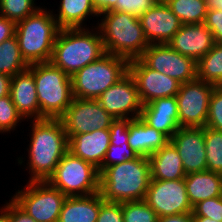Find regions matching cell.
<instances>
[{
	"label": "cell",
	"mask_w": 222,
	"mask_h": 222,
	"mask_svg": "<svg viewBox=\"0 0 222 222\" xmlns=\"http://www.w3.org/2000/svg\"><path fill=\"white\" fill-rule=\"evenodd\" d=\"M102 16V18H101ZM97 28L106 53L126 58H139L149 46L139 17L120 11L99 14Z\"/></svg>",
	"instance_id": "cell-4"
},
{
	"label": "cell",
	"mask_w": 222,
	"mask_h": 222,
	"mask_svg": "<svg viewBox=\"0 0 222 222\" xmlns=\"http://www.w3.org/2000/svg\"><path fill=\"white\" fill-rule=\"evenodd\" d=\"M132 119H114L110 126V144L125 145L128 143V127Z\"/></svg>",
	"instance_id": "cell-38"
},
{
	"label": "cell",
	"mask_w": 222,
	"mask_h": 222,
	"mask_svg": "<svg viewBox=\"0 0 222 222\" xmlns=\"http://www.w3.org/2000/svg\"><path fill=\"white\" fill-rule=\"evenodd\" d=\"M160 0H117L113 11H120L140 17Z\"/></svg>",
	"instance_id": "cell-37"
},
{
	"label": "cell",
	"mask_w": 222,
	"mask_h": 222,
	"mask_svg": "<svg viewBox=\"0 0 222 222\" xmlns=\"http://www.w3.org/2000/svg\"><path fill=\"white\" fill-rule=\"evenodd\" d=\"M128 72L135 81L143 105L158 98L176 96L181 83L147 67L139 58L128 62Z\"/></svg>",
	"instance_id": "cell-15"
},
{
	"label": "cell",
	"mask_w": 222,
	"mask_h": 222,
	"mask_svg": "<svg viewBox=\"0 0 222 222\" xmlns=\"http://www.w3.org/2000/svg\"><path fill=\"white\" fill-rule=\"evenodd\" d=\"M157 222H193L192 212L163 216L158 218Z\"/></svg>",
	"instance_id": "cell-43"
},
{
	"label": "cell",
	"mask_w": 222,
	"mask_h": 222,
	"mask_svg": "<svg viewBox=\"0 0 222 222\" xmlns=\"http://www.w3.org/2000/svg\"><path fill=\"white\" fill-rule=\"evenodd\" d=\"M29 68L22 57L16 36L4 40L0 44V73L14 77Z\"/></svg>",
	"instance_id": "cell-27"
},
{
	"label": "cell",
	"mask_w": 222,
	"mask_h": 222,
	"mask_svg": "<svg viewBox=\"0 0 222 222\" xmlns=\"http://www.w3.org/2000/svg\"><path fill=\"white\" fill-rule=\"evenodd\" d=\"M10 97L24 120L40 119L36 84L33 73L28 68L12 77Z\"/></svg>",
	"instance_id": "cell-21"
},
{
	"label": "cell",
	"mask_w": 222,
	"mask_h": 222,
	"mask_svg": "<svg viewBox=\"0 0 222 222\" xmlns=\"http://www.w3.org/2000/svg\"><path fill=\"white\" fill-rule=\"evenodd\" d=\"M96 222H123L122 203L103 201Z\"/></svg>",
	"instance_id": "cell-39"
},
{
	"label": "cell",
	"mask_w": 222,
	"mask_h": 222,
	"mask_svg": "<svg viewBox=\"0 0 222 222\" xmlns=\"http://www.w3.org/2000/svg\"><path fill=\"white\" fill-rule=\"evenodd\" d=\"M215 85L198 78L181 84L176 95L181 127H205Z\"/></svg>",
	"instance_id": "cell-10"
},
{
	"label": "cell",
	"mask_w": 222,
	"mask_h": 222,
	"mask_svg": "<svg viewBox=\"0 0 222 222\" xmlns=\"http://www.w3.org/2000/svg\"><path fill=\"white\" fill-rule=\"evenodd\" d=\"M168 45L181 55L198 62L215 45L212 32L204 23L182 24Z\"/></svg>",
	"instance_id": "cell-18"
},
{
	"label": "cell",
	"mask_w": 222,
	"mask_h": 222,
	"mask_svg": "<svg viewBox=\"0 0 222 222\" xmlns=\"http://www.w3.org/2000/svg\"><path fill=\"white\" fill-rule=\"evenodd\" d=\"M197 78L215 86H222V43H215L197 62Z\"/></svg>",
	"instance_id": "cell-28"
},
{
	"label": "cell",
	"mask_w": 222,
	"mask_h": 222,
	"mask_svg": "<svg viewBox=\"0 0 222 222\" xmlns=\"http://www.w3.org/2000/svg\"><path fill=\"white\" fill-rule=\"evenodd\" d=\"M114 119L97 100L75 97L60 118L68 139L73 135L109 129Z\"/></svg>",
	"instance_id": "cell-12"
},
{
	"label": "cell",
	"mask_w": 222,
	"mask_h": 222,
	"mask_svg": "<svg viewBox=\"0 0 222 222\" xmlns=\"http://www.w3.org/2000/svg\"><path fill=\"white\" fill-rule=\"evenodd\" d=\"M128 62L124 57L106 53L81 68L71 76L73 96L97 100L128 72Z\"/></svg>",
	"instance_id": "cell-7"
},
{
	"label": "cell",
	"mask_w": 222,
	"mask_h": 222,
	"mask_svg": "<svg viewBox=\"0 0 222 222\" xmlns=\"http://www.w3.org/2000/svg\"><path fill=\"white\" fill-rule=\"evenodd\" d=\"M103 201L100 192L88 196L66 197L58 222H96Z\"/></svg>",
	"instance_id": "cell-24"
},
{
	"label": "cell",
	"mask_w": 222,
	"mask_h": 222,
	"mask_svg": "<svg viewBox=\"0 0 222 222\" xmlns=\"http://www.w3.org/2000/svg\"><path fill=\"white\" fill-rule=\"evenodd\" d=\"M193 222H222V221H215L212 218H207L202 216H193Z\"/></svg>",
	"instance_id": "cell-48"
},
{
	"label": "cell",
	"mask_w": 222,
	"mask_h": 222,
	"mask_svg": "<svg viewBox=\"0 0 222 222\" xmlns=\"http://www.w3.org/2000/svg\"><path fill=\"white\" fill-rule=\"evenodd\" d=\"M30 122L32 128L26 167L30 174L29 181H47L68 152L69 139L60 119L44 118Z\"/></svg>",
	"instance_id": "cell-1"
},
{
	"label": "cell",
	"mask_w": 222,
	"mask_h": 222,
	"mask_svg": "<svg viewBox=\"0 0 222 222\" xmlns=\"http://www.w3.org/2000/svg\"><path fill=\"white\" fill-rule=\"evenodd\" d=\"M0 222H10V200L0 208Z\"/></svg>",
	"instance_id": "cell-46"
},
{
	"label": "cell",
	"mask_w": 222,
	"mask_h": 222,
	"mask_svg": "<svg viewBox=\"0 0 222 222\" xmlns=\"http://www.w3.org/2000/svg\"><path fill=\"white\" fill-rule=\"evenodd\" d=\"M144 200L156 212L158 218L189 213L193 209L184 179H151Z\"/></svg>",
	"instance_id": "cell-13"
},
{
	"label": "cell",
	"mask_w": 222,
	"mask_h": 222,
	"mask_svg": "<svg viewBox=\"0 0 222 222\" xmlns=\"http://www.w3.org/2000/svg\"><path fill=\"white\" fill-rule=\"evenodd\" d=\"M97 101L115 119H136L140 117L143 108L135 81L129 72L105 90Z\"/></svg>",
	"instance_id": "cell-14"
},
{
	"label": "cell",
	"mask_w": 222,
	"mask_h": 222,
	"mask_svg": "<svg viewBox=\"0 0 222 222\" xmlns=\"http://www.w3.org/2000/svg\"><path fill=\"white\" fill-rule=\"evenodd\" d=\"M128 134L129 146L143 157L151 156L170 141L165 134L146 124L140 117L131 120Z\"/></svg>",
	"instance_id": "cell-22"
},
{
	"label": "cell",
	"mask_w": 222,
	"mask_h": 222,
	"mask_svg": "<svg viewBox=\"0 0 222 222\" xmlns=\"http://www.w3.org/2000/svg\"><path fill=\"white\" fill-rule=\"evenodd\" d=\"M192 216L212 218L222 221V196L206 199L193 206Z\"/></svg>",
	"instance_id": "cell-36"
},
{
	"label": "cell",
	"mask_w": 222,
	"mask_h": 222,
	"mask_svg": "<svg viewBox=\"0 0 222 222\" xmlns=\"http://www.w3.org/2000/svg\"><path fill=\"white\" fill-rule=\"evenodd\" d=\"M10 222H37L12 199H10Z\"/></svg>",
	"instance_id": "cell-41"
},
{
	"label": "cell",
	"mask_w": 222,
	"mask_h": 222,
	"mask_svg": "<svg viewBox=\"0 0 222 222\" xmlns=\"http://www.w3.org/2000/svg\"><path fill=\"white\" fill-rule=\"evenodd\" d=\"M150 181L149 159L138 156L106 167L99 174V192L108 202L144 200Z\"/></svg>",
	"instance_id": "cell-2"
},
{
	"label": "cell",
	"mask_w": 222,
	"mask_h": 222,
	"mask_svg": "<svg viewBox=\"0 0 222 222\" xmlns=\"http://www.w3.org/2000/svg\"><path fill=\"white\" fill-rule=\"evenodd\" d=\"M62 28L56 37L50 62L72 76L86 65L98 60L106 50L97 27Z\"/></svg>",
	"instance_id": "cell-3"
},
{
	"label": "cell",
	"mask_w": 222,
	"mask_h": 222,
	"mask_svg": "<svg viewBox=\"0 0 222 222\" xmlns=\"http://www.w3.org/2000/svg\"><path fill=\"white\" fill-rule=\"evenodd\" d=\"M16 24L0 15V44L15 35Z\"/></svg>",
	"instance_id": "cell-42"
},
{
	"label": "cell",
	"mask_w": 222,
	"mask_h": 222,
	"mask_svg": "<svg viewBox=\"0 0 222 222\" xmlns=\"http://www.w3.org/2000/svg\"><path fill=\"white\" fill-rule=\"evenodd\" d=\"M11 79L9 75L0 73V98L10 94Z\"/></svg>",
	"instance_id": "cell-45"
},
{
	"label": "cell",
	"mask_w": 222,
	"mask_h": 222,
	"mask_svg": "<svg viewBox=\"0 0 222 222\" xmlns=\"http://www.w3.org/2000/svg\"><path fill=\"white\" fill-rule=\"evenodd\" d=\"M123 222H157L156 212L145 200L122 203Z\"/></svg>",
	"instance_id": "cell-32"
},
{
	"label": "cell",
	"mask_w": 222,
	"mask_h": 222,
	"mask_svg": "<svg viewBox=\"0 0 222 222\" xmlns=\"http://www.w3.org/2000/svg\"><path fill=\"white\" fill-rule=\"evenodd\" d=\"M34 76L40 119H60L74 99L71 76L51 62L30 64Z\"/></svg>",
	"instance_id": "cell-6"
},
{
	"label": "cell",
	"mask_w": 222,
	"mask_h": 222,
	"mask_svg": "<svg viewBox=\"0 0 222 222\" xmlns=\"http://www.w3.org/2000/svg\"><path fill=\"white\" fill-rule=\"evenodd\" d=\"M206 127L222 131V86H215L211 94Z\"/></svg>",
	"instance_id": "cell-35"
},
{
	"label": "cell",
	"mask_w": 222,
	"mask_h": 222,
	"mask_svg": "<svg viewBox=\"0 0 222 222\" xmlns=\"http://www.w3.org/2000/svg\"><path fill=\"white\" fill-rule=\"evenodd\" d=\"M140 118L152 128L165 134L169 139L181 128L176 96L158 98L143 105Z\"/></svg>",
	"instance_id": "cell-19"
},
{
	"label": "cell",
	"mask_w": 222,
	"mask_h": 222,
	"mask_svg": "<svg viewBox=\"0 0 222 222\" xmlns=\"http://www.w3.org/2000/svg\"><path fill=\"white\" fill-rule=\"evenodd\" d=\"M58 6V14L53 16L61 29L86 28L87 17H99L92 0H61Z\"/></svg>",
	"instance_id": "cell-26"
},
{
	"label": "cell",
	"mask_w": 222,
	"mask_h": 222,
	"mask_svg": "<svg viewBox=\"0 0 222 222\" xmlns=\"http://www.w3.org/2000/svg\"><path fill=\"white\" fill-rule=\"evenodd\" d=\"M139 59L152 70L176 79L181 84L197 78V62L181 55L168 44H149Z\"/></svg>",
	"instance_id": "cell-11"
},
{
	"label": "cell",
	"mask_w": 222,
	"mask_h": 222,
	"mask_svg": "<svg viewBox=\"0 0 222 222\" xmlns=\"http://www.w3.org/2000/svg\"><path fill=\"white\" fill-rule=\"evenodd\" d=\"M148 159L150 163L151 179L177 180L184 179L186 176L182 159L177 149L170 141L149 156Z\"/></svg>",
	"instance_id": "cell-23"
},
{
	"label": "cell",
	"mask_w": 222,
	"mask_h": 222,
	"mask_svg": "<svg viewBox=\"0 0 222 222\" xmlns=\"http://www.w3.org/2000/svg\"><path fill=\"white\" fill-rule=\"evenodd\" d=\"M137 157L138 155L129 146L128 143H125V145H121V146L110 144L106 152L104 161L102 165L98 168L99 174L108 166L120 164L127 161L128 159H134Z\"/></svg>",
	"instance_id": "cell-34"
},
{
	"label": "cell",
	"mask_w": 222,
	"mask_h": 222,
	"mask_svg": "<svg viewBox=\"0 0 222 222\" xmlns=\"http://www.w3.org/2000/svg\"><path fill=\"white\" fill-rule=\"evenodd\" d=\"M170 142L177 149L186 174L207 170L204 127H181Z\"/></svg>",
	"instance_id": "cell-16"
},
{
	"label": "cell",
	"mask_w": 222,
	"mask_h": 222,
	"mask_svg": "<svg viewBox=\"0 0 222 222\" xmlns=\"http://www.w3.org/2000/svg\"><path fill=\"white\" fill-rule=\"evenodd\" d=\"M66 197L88 196L99 192V171L92 163L68 151L47 180Z\"/></svg>",
	"instance_id": "cell-8"
},
{
	"label": "cell",
	"mask_w": 222,
	"mask_h": 222,
	"mask_svg": "<svg viewBox=\"0 0 222 222\" xmlns=\"http://www.w3.org/2000/svg\"><path fill=\"white\" fill-rule=\"evenodd\" d=\"M110 145V129L94 130L69 138L68 151L99 168Z\"/></svg>",
	"instance_id": "cell-20"
},
{
	"label": "cell",
	"mask_w": 222,
	"mask_h": 222,
	"mask_svg": "<svg viewBox=\"0 0 222 222\" xmlns=\"http://www.w3.org/2000/svg\"><path fill=\"white\" fill-rule=\"evenodd\" d=\"M34 2L35 0H0V15L16 24L40 8Z\"/></svg>",
	"instance_id": "cell-31"
},
{
	"label": "cell",
	"mask_w": 222,
	"mask_h": 222,
	"mask_svg": "<svg viewBox=\"0 0 222 222\" xmlns=\"http://www.w3.org/2000/svg\"><path fill=\"white\" fill-rule=\"evenodd\" d=\"M186 191L192 207L200 201L222 196V174L201 171L186 174Z\"/></svg>",
	"instance_id": "cell-25"
},
{
	"label": "cell",
	"mask_w": 222,
	"mask_h": 222,
	"mask_svg": "<svg viewBox=\"0 0 222 222\" xmlns=\"http://www.w3.org/2000/svg\"><path fill=\"white\" fill-rule=\"evenodd\" d=\"M204 24L212 32L215 43H222V11L208 9Z\"/></svg>",
	"instance_id": "cell-40"
},
{
	"label": "cell",
	"mask_w": 222,
	"mask_h": 222,
	"mask_svg": "<svg viewBox=\"0 0 222 222\" xmlns=\"http://www.w3.org/2000/svg\"><path fill=\"white\" fill-rule=\"evenodd\" d=\"M95 9L99 14L113 10L116 7L117 0H92Z\"/></svg>",
	"instance_id": "cell-44"
},
{
	"label": "cell",
	"mask_w": 222,
	"mask_h": 222,
	"mask_svg": "<svg viewBox=\"0 0 222 222\" xmlns=\"http://www.w3.org/2000/svg\"><path fill=\"white\" fill-rule=\"evenodd\" d=\"M207 170L222 174V131L204 127Z\"/></svg>",
	"instance_id": "cell-30"
},
{
	"label": "cell",
	"mask_w": 222,
	"mask_h": 222,
	"mask_svg": "<svg viewBox=\"0 0 222 222\" xmlns=\"http://www.w3.org/2000/svg\"><path fill=\"white\" fill-rule=\"evenodd\" d=\"M148 44H168L182 26L164 0L139 17Z\"/></svg>",
	"instance_id": "cell-17"
},
{
	"label": "cell",
	"mask_w": 222,
	"mask_h": 222,
	"mask_svg": "<svg viewBox=\"0 0 222 222\" xmlns=\"http://www.w3.org/2000/svg\"><path fill=\"white\" fill-rule=\"evenodd\" d=\"M53 10L40 8L16 23L15 36L22 57L30 65L50 62L53 46L60 31Z\"/></svg>",
	"instance_id": "cell-5"
},
{
	"label": "cell",
	"mask_w": 222,
	"mask_h": 222,
	"mask_svg": "<svg viewBox=\"0 0 222 222\" xmlns=\"http://www.w3.org/2000/svg\"><path fill=\"white\" fill-rule=\"evenodd\" d=\"M208 9H218L222 11V0H205Z\"/></svg>",
	"instance_id": "cell-47"
},
{
	"label": "cell",
	"mask_w": 222,
	"mask_h": 222,
	"mask_svg": "<svg viewBox=\"0 0 222 222\" xmlns=\"http://www.w3.org/2000/svg\"><path fill=\"white\" fill-rule=\"evenodd\" d=\"M22 119L24 118L15 107L10 94L0 98V134L16 130L18 123L24 121Z\"/></svg>",
	"instance_id": "cell-33"
},
{
	"label": "cell",
	"mask_w": 222,
	"mask_h": 222,
	"mask_svg": "<svg viewBox=\"0 0 222 222\" xmlns=\"http://www.w3.org/2000/svg\"><path fill=\"white\" fill-rule=\"evenodd\" d=\"M182 24L204 23L208 8L205 0H164Z\"/></svg>",
	"instance_id": "cell-29"
},
{
	"label": "cell",
	"mask_w": 222,
	"mask_h": 222,
	"mask_svg": "<svg viewBox=\"0 0 222 222\" xmlns=\"http://www.w3.org/2000/svg\"><path fill=\"white\" fill-rule=\"evenodd\" d=\"M11 199L37 222H58L66 196L48 181H28Z\"/></svg>",
	"instance_id": "cell-9"
}]
</instances>
